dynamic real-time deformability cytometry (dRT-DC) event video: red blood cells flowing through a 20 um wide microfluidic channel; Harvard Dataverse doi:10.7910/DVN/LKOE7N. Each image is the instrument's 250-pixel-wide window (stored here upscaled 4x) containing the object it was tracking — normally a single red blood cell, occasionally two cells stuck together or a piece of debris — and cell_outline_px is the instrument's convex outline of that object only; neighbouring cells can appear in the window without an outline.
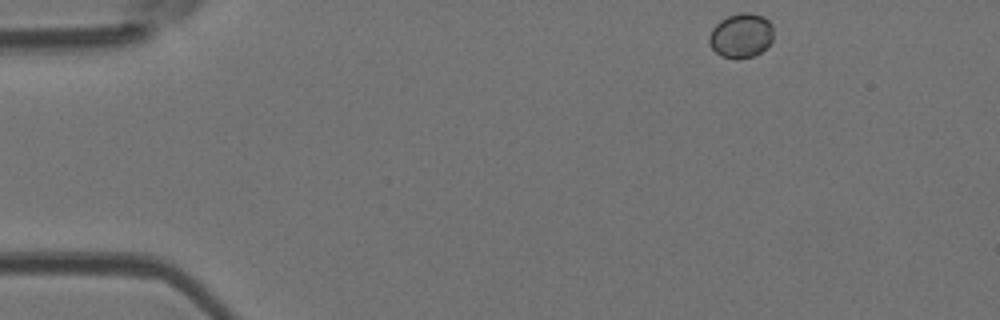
{"species": "Egyptian fruit bat (a non-hibernating species)", "species_latin": "Rousettus aegyptiacus", "temperature_condition": "room temperature", "stored_images_in_passage": 45, "camera_frame_rate_fps": 3000, "um_per_image_px": 0.085, "animal": {"sex": "female"}, "frame": {"image": 1, "passage_image": 1, "time_ms": 0.0, "image_size_px": [1000, 320], "cell_outline_px": [[772, 40], [760, 52], [752, 56], [720, 56], [708, 44], [708, 36], [712, 28], [720, 20], [728, 16], [740, 12], [752, 12], [764, 16], [772, 24]], "centroid_in_image_um": [62.97, 2.96], "position_along_channel_um": 22.0, "area_um2": 16.42}}
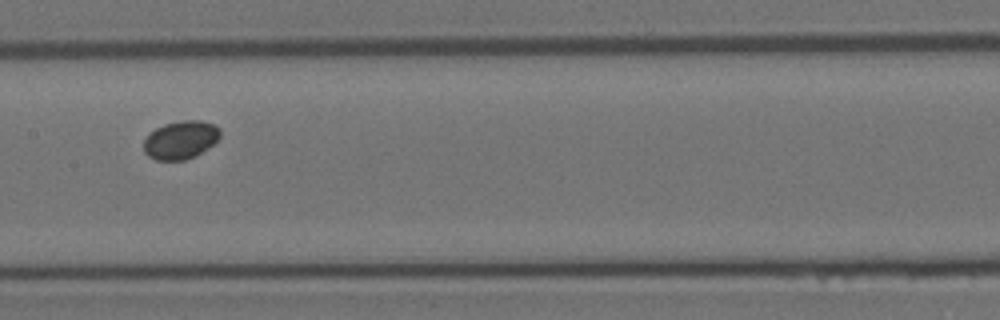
{"frame": {"image": 2, "passage_image": 20, "time_ms": 6.333, "image_size_px": [1000, 320], "cell_outline_px": [[220, 136], [208, 148], [196, 156], [184, 160], [156, 160], [148, 156], [144, 152], [144, 140], [148, 132], [164, 124], [180, 120], [200, 120], [216, 124], [220, 128]], "centroid_in_image_um": [15.34, 11.88], "position_along_channel_um": 192.1, "area_um2": 17.22}}
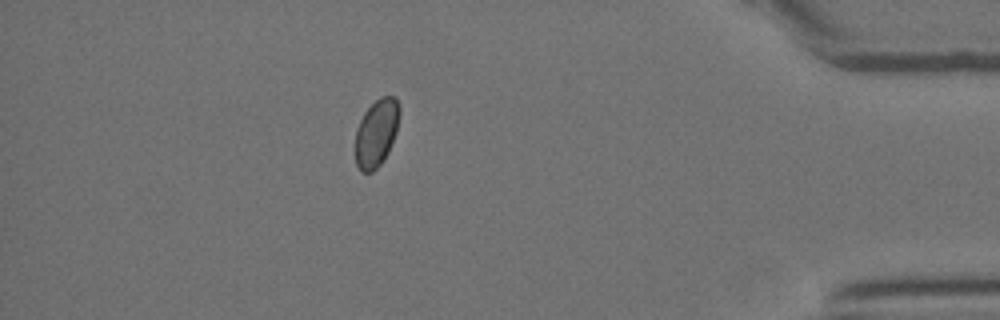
{"frame": {"image": 3, "passage_image": 39, "time_ms": 12.667, "image_size_px": [1000, 320], "cell_outline_px": [[400, 112], [396, 132], [388, 152], [384, 160], [372, 172], [360, 172], [356, 164], [356, 128], [364, 112], [380, 96], [396, 96], [400, 104]], "centroid_in_image_um": [32.01, 11.28], "position_along_channel_um": 403.2, "area_um2": 17.46}}